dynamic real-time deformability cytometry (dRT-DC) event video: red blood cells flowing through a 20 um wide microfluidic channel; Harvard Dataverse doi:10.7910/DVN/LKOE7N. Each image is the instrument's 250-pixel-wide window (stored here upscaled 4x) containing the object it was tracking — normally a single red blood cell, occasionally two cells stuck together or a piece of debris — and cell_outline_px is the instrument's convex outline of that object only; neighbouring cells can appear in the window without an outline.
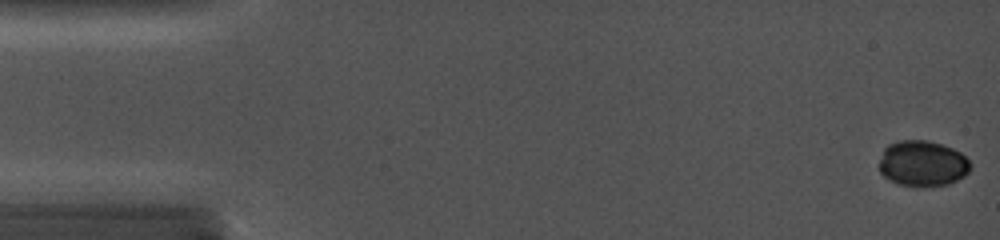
{"species": "common noctule bat (a hibernating species)", "species_latin": "Nyctalus noctula", "temperature_condition": "cold", "stored_images_in_passage": 9, "camera_frame_rate_fps": 5000, "um_per_image_px": 0.085, "animal": {"sex": "female", "body_mass_g": 19.0, "forearm_length_mm": 56.7}, "frame": {"image": 1, "passage_image": 2, "time_ms": 0.2, "image_size_px": [1000, 240], "cell_outline_px": [[972, 168], [964, 176], [948, 184], [924, 188], [920, 188], [896, 184], [888, 180], [880, 172], [880, 160], [884, 148], [888, 144], [896, 140], [928, 140], [944, 144], [960, 152], [972, 164]], "centroid_in_image_um": [78.41, 13.91], "position_along_channel_um": 6.6, "area_um2": 24.91}}